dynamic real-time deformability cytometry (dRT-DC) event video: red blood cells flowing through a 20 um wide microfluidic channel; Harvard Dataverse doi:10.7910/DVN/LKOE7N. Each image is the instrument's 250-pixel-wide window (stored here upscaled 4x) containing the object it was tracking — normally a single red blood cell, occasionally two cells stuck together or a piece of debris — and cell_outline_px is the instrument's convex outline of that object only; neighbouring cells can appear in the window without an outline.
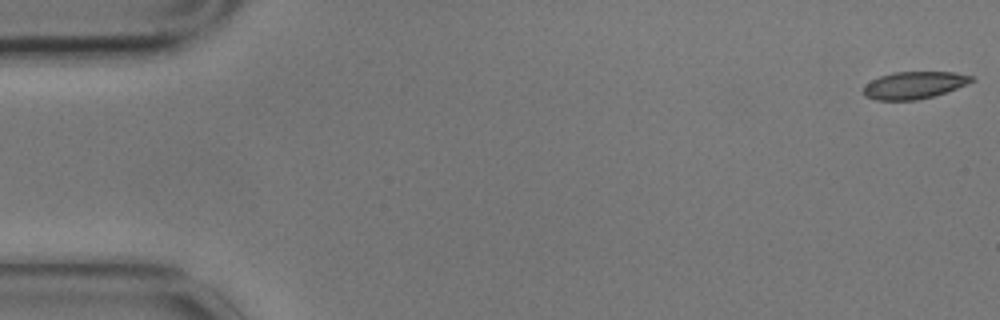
{"species": "common noctule bat (a hibernating species)", "species_latin": "Nyctalus noctula", "temperature_condition": "cold", "stored_images_in_passage": 6, "camera_frame_rate_fps": 3000, "um_per_image_px": 0.085, "animal": {"sex": "male", "body_mass_g": 17.9}, "frame": {"image": 1, "passage_image": 1, "time_ms": 0.0, "image_size_px": [1000, 320], "cell_outline_px": [[976, 80], [968, 84], [932, 96], [916, 100], [876, 100], [864, 96], [864, 84], [880, 76], [892, 72], [956, 72], [976, 76]], "centroid_in_image_um": [77.72, 7.22], "position_along_channel_um": 7.3, "area_um2": 17.22}}
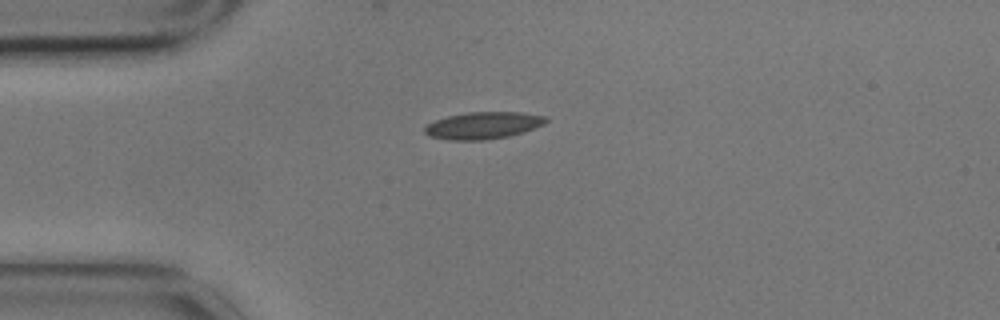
{"frame": {"image": 2, "passage_image": 5, "time_ms": 1.333, "image_size_px": [1000, 320], "cell_outline_px": [[548, 120], [544, 124], [524, 132], [508, 136], [484, 140], [448, 140], [428, 136], [424, 132], [424, 128], [428, 124], [436, 120], [448, 116], [468, 112], [520, 112], [548, 116]], "centroid_in_image_um": [41.08, 10.66], "position_along_channel_um": 43.9, "area_um2": 19.13}}